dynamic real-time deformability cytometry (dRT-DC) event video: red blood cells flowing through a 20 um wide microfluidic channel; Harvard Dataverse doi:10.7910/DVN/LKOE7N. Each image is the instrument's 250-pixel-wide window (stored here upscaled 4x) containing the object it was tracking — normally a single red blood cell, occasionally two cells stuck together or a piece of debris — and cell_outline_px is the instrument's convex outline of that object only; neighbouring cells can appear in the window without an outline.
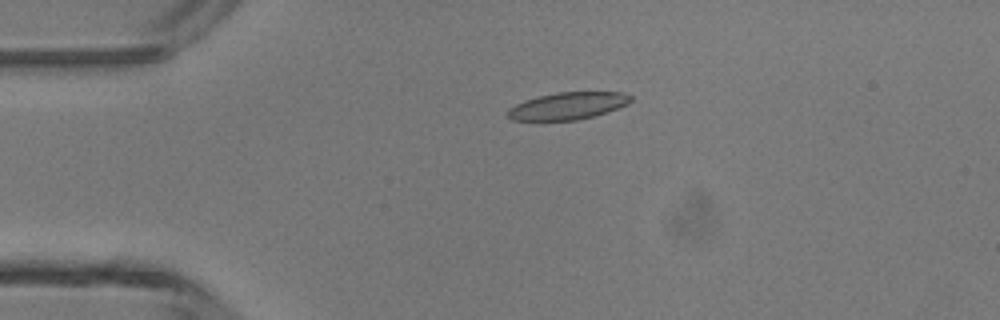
{"species": "common noctule bat (a hibernating species)", "species_latin": "Nyctalus noctula", "temperature_condition": "room temperature", "stored_images_in_passage": 4, "camera_frame_rate_fps": 3000, "um_per_image_px": 0.085, "animal": {"sex": "male", "body_mass_g": 13.3}, "frame": {"image": 1, "passage_image": 3, "time_ms": 2.333, "image_size_px": [1000, 320], "cell_outline_px": [[632, 100], [628, 104], [592, 116], [576, 120], [512, 120], [508, 116], [508, 108], [524, 100], [556, 92], [624, 92], [632, 96]], "centroid_in_image_um": [48.26, 8.99], "position_along_channel_um": 36.7, "area_um2": 19.25}}